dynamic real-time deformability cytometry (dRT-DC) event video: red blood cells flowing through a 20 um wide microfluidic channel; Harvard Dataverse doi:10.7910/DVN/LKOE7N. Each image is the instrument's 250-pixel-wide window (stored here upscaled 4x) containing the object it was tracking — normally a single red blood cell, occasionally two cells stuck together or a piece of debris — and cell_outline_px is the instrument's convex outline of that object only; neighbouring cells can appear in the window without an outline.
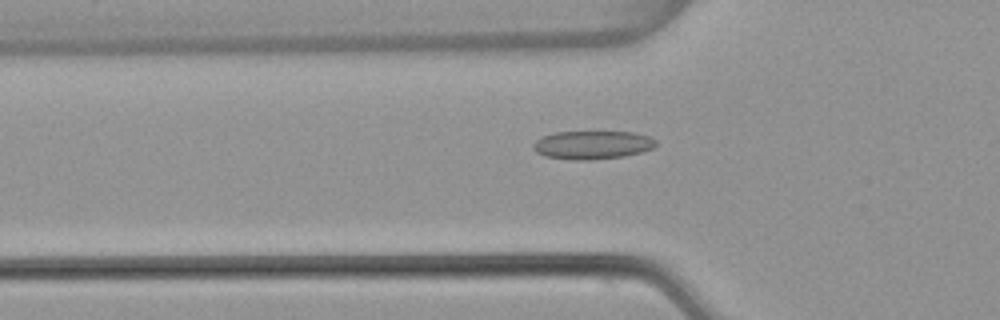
{"species": "common noctule bat (a hibernating species)", "species_latin": "Nyctalus noctula", "temperature_condition": "warm", "stored_images_in_passage": 53, "camera_frame_rate_fps": 3000, "um_per_image_px": 0.085, "animal": {"sex": "female", "body_mass_g": 22.7, "forearm_length_mm": 54.2}, "frame": {"image": 1, "passage_image": 18, "time_ms": 5.667, "image_size_px": [1000, 320], "cell_outline_px": [[656, 144], [652, 148], [640, 152], [624, 156], [592, 160], [572, 160], [544, 156], [536, 152], [532, 148], [532, 144], [536, 140], [544, 136], [556, 132], [632, 132], [648, 136], [656, 140]], "centroid_in_image_um": [50.32, 12.33], "position_along_channel_um": 75.5, "area_um2": 20.23}}
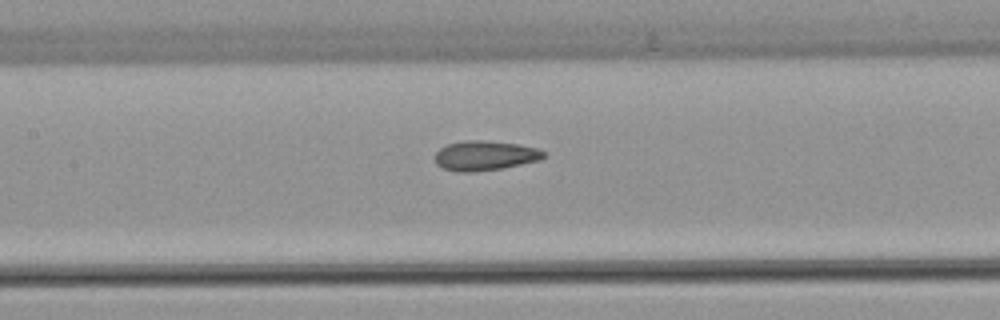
{"frame": {"image": 2, "passage_image": 25, "time_ms": 8.0, "image_size_px": [1000, 320], "cell_outline_px": [[544, 156], [540, 160], [504, 168], [472, 172], [456, 172], [444, 168], [436, 164], [436, 152], [440, 148], [448, 144], [464, 140], [484, 140], [520, 144], [540, 148], [544, 152]], "centroid_in_image_um": [41.24, 13.22], "position_along_channel_um": 166.2, "area_um2": 18.96}}
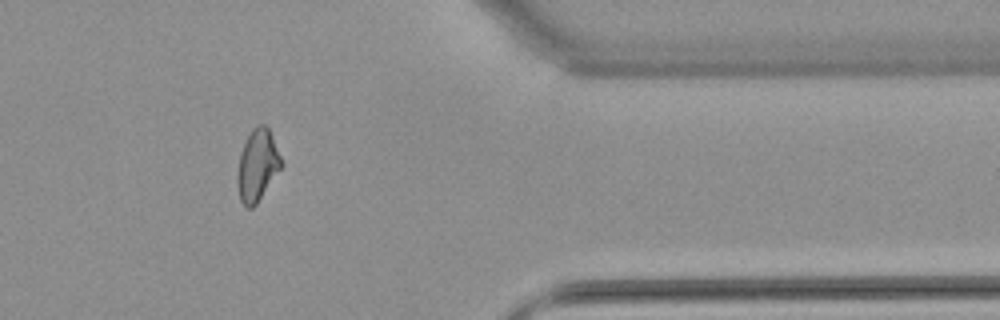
{"frame": {"image": 3, "passage_image": 44, "time_ms": 14.333, "image_size_px": [1000, 320], "cell_outline_px": [[284, 164], [256, 204], [252, 208], [248, 208], [240, 200], [236, 184], [236, 176], [240, 152], [252, 128], [256, 124], [264, 124], [268, 128], [272, 136]], "centroid_in_image_um": [21.86, 14.05], "position_along_channel_um": 389.5, "area_um2": 18.38}, "authors_computed_cell_mechanics": {"area_um2": 18.9584, "velocity_mm_per_s": 3.8508, "shape_relaxation_time_tau1_ms": null, "shape_relaxation_time_tau2_ms": 2.2489, "deformation_change_tau1": null, "deformation_change_tau2": 0.0776}}